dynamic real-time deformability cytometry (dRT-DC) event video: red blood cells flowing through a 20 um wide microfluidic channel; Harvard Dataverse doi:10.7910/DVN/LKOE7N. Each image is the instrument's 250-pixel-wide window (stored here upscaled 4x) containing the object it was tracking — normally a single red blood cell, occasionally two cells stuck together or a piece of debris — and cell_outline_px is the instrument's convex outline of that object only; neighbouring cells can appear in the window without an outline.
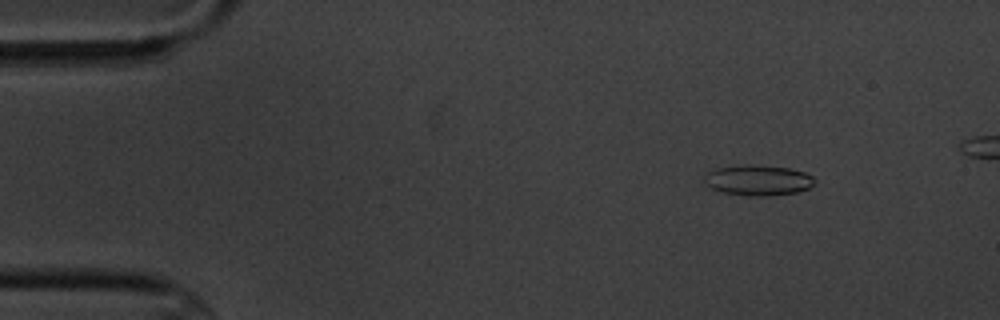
{"species": "common noctule bat (a hibernating species)", "species_latin": "Nyctalus noctula", "temperature_condition": "cold", "stored_images_in_passage": 5, "camera_frame_rate_fps": 3000, "um_per_image_px": 0.085, "animal": {"sex": "male", "body_mass_g": 20.1, "forearm_length_mm": 53.5}, "frame": {"image": 1, "passage_image": 2, "time_ms": 1.333, "image_size_px": [1000, 320], "cell_outline_px": [[816, 184], [808, 188], [796, 192], [768, 196], [748, 196], [724, 192], [712, 188], [704, 180], [704, 176], [708, 172], [716, 168], [744, 164], [748, 164], [788, 168], [804, 172], [812, 176], [816, 180]], "centroid_in_image_um": [64.46, 15.31], "position_along_channel_um": 20.5, "area_um2": 19.54}}
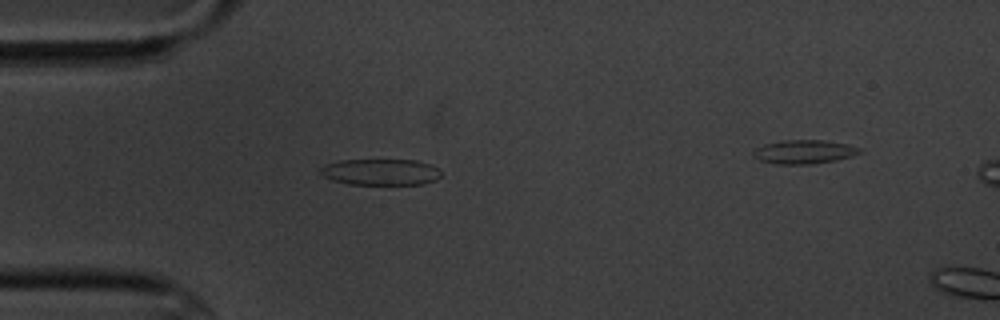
{"frame": {"image": 2, "passage_image": 4, "time_ms": 4.333, "image_size_px": [1000, 320], "cell_outline_px": [[440, 176], [436, 180], [424, 184], [348, 184], [332, 180], [324, 176], [320, 172], [320, 168], [324, 164], [340, 160], [416, 160], [440, 168]], "centroid_in_image_um": [32.35, 14.62], "position_along_channel_um": 52.6, "area_um2": 18.5}}